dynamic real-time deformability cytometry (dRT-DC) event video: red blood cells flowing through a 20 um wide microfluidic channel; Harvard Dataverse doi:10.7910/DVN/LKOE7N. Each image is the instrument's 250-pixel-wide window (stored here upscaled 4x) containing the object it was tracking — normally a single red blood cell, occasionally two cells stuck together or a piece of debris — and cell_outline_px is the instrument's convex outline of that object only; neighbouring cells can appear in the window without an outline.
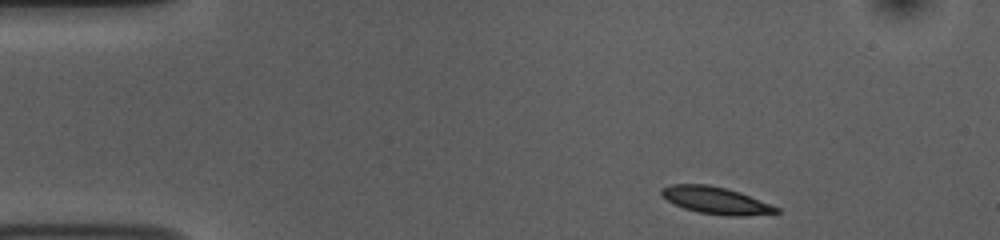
{"species": "common noctule bat (a hibernating species)", "species_latin": "Nyctalus noctula", "temperature_condition": "room temperature", "stored_images_in_passage": 47, "camera_frame_rate_fps": 3000, "um_per_image_px": 0.085, "animal": {"sex": "female", "body_mass_g": 10.0, "forearm_length_mm": 53.1}, "frame": {"image": 1, "passage_image": 1, "time_ms": 0.0, "image_size_px": [1000, 240], "cell_outline_px": [[780, 212], [744, 216], [724, 216], [700, 212], [684, 208], [668, 200], [660, 192], [660, 188], [672, 184], [708, 184], [740, 192], [780, 208]], "centroid_in_image_um": [60.85, 17.03], "position_along_channel_um": 24.1, "area_um2": 17.92}}
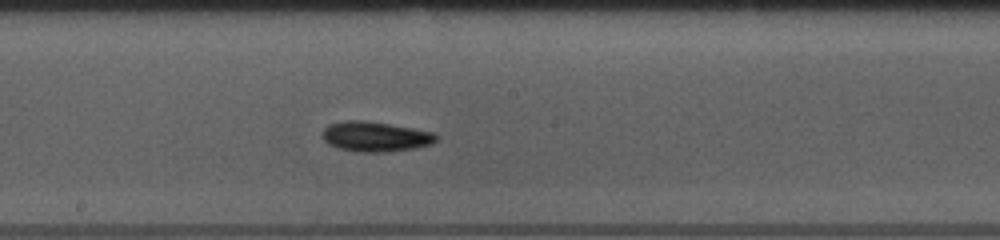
{"frame": {"image": 2, "passage_image": 22, "time_ms": 7.0, "image_size_px": [1000, 240], "cell_outline_px": [[440, 136], [432, 144], [416, 148], [384, 152], [356, 152], [336, 148], [328, 144], [324, 140], [324, 128], [328, 124], [344, 120], [364, 120], [436, 132]], "centroid_in_image_um": [31.93, 11.61], "position_along_channel_um": 216.3, "area_um2": 20.11}}
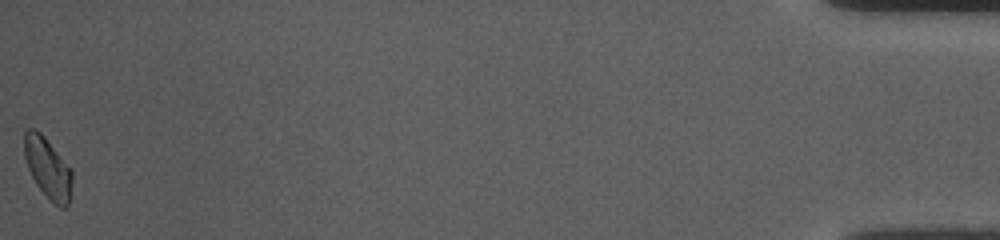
{"frame": {"image": 3, "passage_image": 47, "time_ms": 15.333, "image_size_px": [1000, 240], "cell_outline_px": [[72, 180], [68, 204], [64, 208], [60, 208], [36, 184], [28, 168], [24, 156], [24, 132], [28, 128], [36, 128], [44, 136], [72, 168]], "centroid_in_image_um": [4.06, 14.22], "position_along_channel_um": 431.1, "area_um2": 16.82}, "authors_computed_cell_mechanics": {"area_um2": 17.918, "velocity_mm_per_s": 3.7333, "shape_relaxation_time_tau1_ms": 4.518, "shape_relaxation_time_tau2_ms": 7.074, "deformation_change_tau1": 0.1387, "deformation_change_tau2": 0.1192}}